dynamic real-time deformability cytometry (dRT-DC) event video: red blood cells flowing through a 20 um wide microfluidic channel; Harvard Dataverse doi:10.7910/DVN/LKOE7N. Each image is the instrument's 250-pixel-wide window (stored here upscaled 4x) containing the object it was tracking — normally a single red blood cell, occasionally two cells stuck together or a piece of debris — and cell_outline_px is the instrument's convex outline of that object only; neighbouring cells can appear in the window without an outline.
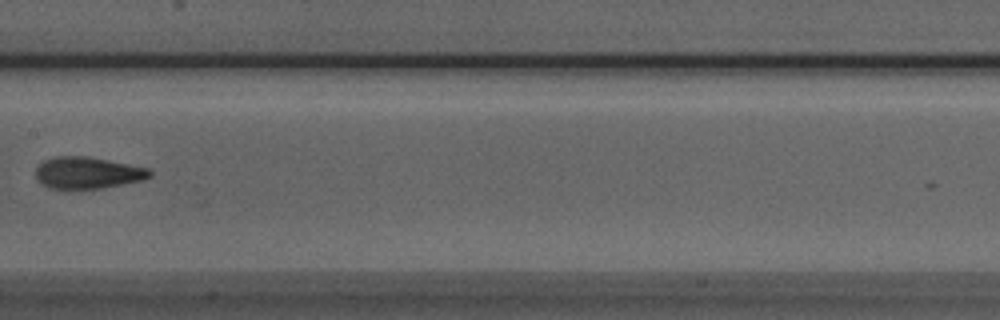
{"species": "Egyptian fruit bat (a non-hibernating species)", "species_latin": "Rousettus aegyptiacus", "temperature_condition": "room temperature", "stored_images_in_passage": 8, "camera_frame_rate_fps": 3000, "um_per_image_px": 0.085, "animal": {"sex": "male"}, "frame": {"image": 1, "passage_image": 8, "time_ms": 2.333, "image_size_px": [1000, 320], "cell_outline_px": [[152, 176], [144, 180], [100, 188], [68, 192], [48, 188], [40, 184], [36, 180], [36, 168], [44, 160], [56, 156], [84, 156], [148, 168], [152, 172]], "centroid_in_image_um": [7.37, 14.74], "position_along_channel_um": 200.0, "area_um2": 21.62}}